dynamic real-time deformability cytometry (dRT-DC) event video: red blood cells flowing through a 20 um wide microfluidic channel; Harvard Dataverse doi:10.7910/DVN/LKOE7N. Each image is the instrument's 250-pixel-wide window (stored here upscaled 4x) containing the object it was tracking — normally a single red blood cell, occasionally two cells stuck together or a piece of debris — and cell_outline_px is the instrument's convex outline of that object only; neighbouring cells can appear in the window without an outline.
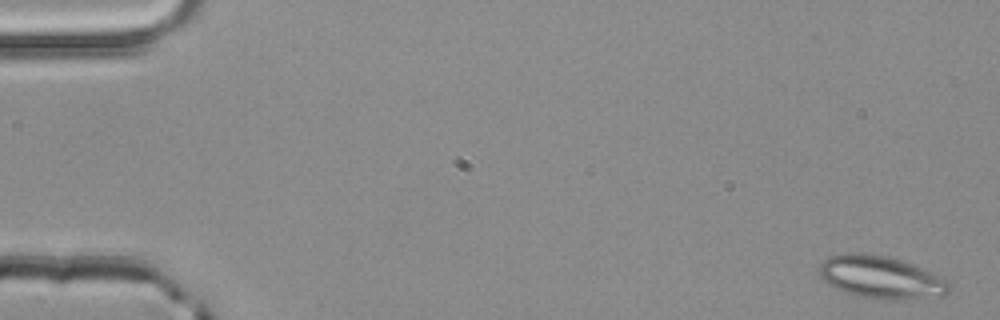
{"species": "common noctule bat (a hibernating species)", "species_latin": "Nyctalus noctula", "temperature_condition": "room temperature", "stored_images_in_passage": 52, "segment_of_instrument_passage": [1, 2], "camera_frame_rate_fps": 3000, "um_per_image_px": 0.085, "animal": {"sex": "male", "body_mass_g": 20.4}, "frame": {"image": 1, "passage_image": 2, "time_ms": 0.333, "image_size_px": [1000, 320], "cell_outline_px": [[952, 292], [944, 296], [900, 300], [884, 300], [864, 296], [848, 292], [836, 288], [828, 284], [820, 276], [820, 264], [828, 256], [844, 252], [864, 252], [888, 256], [912, 264], [948, 280], [952, 284]], "centroid_in_image_um": [74.93, 23.56], "position_along_channel_um": 10.1, "area_um2": 32.48}}